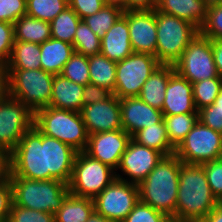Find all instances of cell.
Masks as SVG:
<instances>
[{"label":"cell","instance_id":"obj_2","mask_svg":"<svg viewBox=\"0 0 222 222\" xmlns=\"http://www.w3.org/2000/svg\"><path fill=\"white\" fill-rule=\"evenodd\" d=\"M181 162L175 154L163 156L138 185L139 200L167 217H175Z\"/></svg>","mask_w":222,"mask_h":222},{"label":"cell","instance_id":"obj_57","mask_svg":"<svg viewBox=\"0 0 222 222\" xmlns=\"http://www.w3.org/2000/svg\"><path fill=\"white\" fill-rule=\"evenodd\" d=\"M163 222H184V221H181L177 217H167Z\"/></svg>","mask_w":222,"mask_h":222},{"label":"cell","instance_id":"obj_1","mask_svg":"<svg viewBox=\"0 0 222 222\" xmlns=\"http://www.w3.org/2000/svg\"><path fill=\"white\" fill-rule=\"evenodd\" d=\"M218 204L201 164L181 162L175 217L184 222L203 220Z\"/></svg>","mask_w":222,"mask_h":222},{"label":"cell","instance_id":"obj_48","mask_svg":"<svg viewBox=\"0 0 222 222\" xmlns=\"http://www.w3.org/2000/svg\"><path fill=\"white\" fill-rule=\"evenodd\" d=\"M159 0H127V10H154Z\"/></svg>","mask_w":222,"mask_h":222},{"label":"cell","instance_id":"obj_36","mask_svg":"<svg viewBox=\"0 0 222 222\" xmlns=\"http://www.w3.org/2000/svg\"><path fill=\"white\" fill-rule=\"evenodd\" d=\"M222 87V78L201 80L192 84V93L197 110L212 105Z\"/></svg>","mask_w":222,"mask_h":222},{"label":"cell","instance_id":"obj_54","mask_svg":"<svg viewBox=\"0 0 222 222\" xmlns=\"http://www.w3.org/2000/svg\"><path fill=\"white\" fill-rule=\"evenodd\" d=\"M213 105L216 106V109H222V87H221L220 92H219L218 96L216 97Z\"/></svg>","mask_w":222,"mask_h":222},{"label":"cell","instance_id":"obj_24","mask_svg":"<svg viewBox=\"0 0 222 222\" xmlns=\"http://www.w3.org/2000/svg\"><path fill=\"white\" fill-rule=\"evenodd\" d=\"M41 69L54 75L61 74L75 50L72 44L50 38L40 44Z\"/></svg>","mask_w":222,"mask_h":222},{"label":"cell","instance_id":"obj_18","mask_svg":"<svg viewBox=\"0 0 222 222\" xmlns=\"http://www.w3.org/2000/svg\"><path fill=\"white\" fill-rule=\"evenodd\" d=\"M120 110L122 129L131 136L163 119L161 110L151 107L139 97L120 99Z\"/></svg>","mask_w":222,"mask_h":222},{"label":"cell","instance_id":"obj_5","mask_svg":"<svg viewBox=\"0 0 222 222\" xmlns=\"http://www.w3.org/2000/svg\"><path fill=\"white\" fill-rule=\"evenodd\" d=\"M34 126L44 135L58 139L77 152L85 151L88 133L80 112L51 106L34 113Z\"/></svg>","mask_w":222,"mask_h":222},{"label":"cell","instance_id":"obj_55","mask_svg":"<svg viewBox=\"0 0 222 222\" xmlns=\"http://www.w3.org/2000/svg\"><path fill=\"white\" fill-rule=\"evenodd\" d=\"M5 92V86H4V74L3 70L0 69V96Z\"/></svg>","mask_w":222,"mask_h":222},{"label":"cell","instance_id":"obj_22","mask_svg":"<svg viewBox=\"0 0 222 222\" xmlns=\"http://www.w3.org/2000/svg\"><path fill=\"white\" fill-rule=\"evenodd\" d=\"M83 92L84 86L63 77L61 74L54 75L52 96L48 106L80 112L83 107Z\"/></svg>","mask_w":222,"mask_h":222},{"label":"cell","instance_id":"obj_8","mask_svg":"<svg viewBox=\"0 0 222 222\" xmlns=\"http://www.w3.org/2000/svg\"><path fill=\"white\" fill-rule=\"evenodd\" d=\"M114 171L84 151L78 152L68 184L69 191L78 197L94 199L115 180L117 172Z\"/></svg>","mask_w":222,"mask_h":222},{"label":"cell","instance_id":"obj_49","mask_svg":"<svg viewBox=\"0 0 222 222\" xmlns=\"http://www.w3.org/2000/svg\"><path fill=\"white\" fill-rule=\"evenodd\" d=\"M10 173V161L9 153L0 147V182L9 178Z\"/></svg>","mask_w":222,"mask_h":222},{"label":"cell","instance_id":"obj_29","mask_svg":"<svg viewBox=\"0 0 222 222\" xmlns=\"http://www.w3.org/2000/svg\"><path fill=\"white\" fill-rule=\"evenodd\" d=\"M90 83L107 88L114 94L117 62L102 54L88 56Z\"/></svg>","mask_w":222,"mask_h":222},{"label":"cell","instance_id":"obj_52","mask_svg":"<svg viewBox=\"0 0 222 222\" xmlns=\"http://www.w3.org/2000/svg\"><path fill=\"white\" fill-rule=\"evenodd\" d=\"M86 222H115L105 218L103 215L93 212L92 215L87 219Z\"/></svg>","mask_w":222,"mask_h":222},{"label":"cell","instance_id":"obj_4","mask_svg":"<svg viewBox=\"0 0 222 222\" xmlns=\"http://www.w3.org/2000/svg\"><path fill=\"white\" fill-rule=\"evenodd\" d=\"M5 92L32 112L50 104L54 74L38 70L3 69Z\"/></svg>","mask_w":222,"mask_h":222},{"label":"cell","instance_id":"obj_7","mask_svg":"<svg viewBox=\"0 0 222 222\" xmlns=\"http://www.w3.org/2000/svg\"><path fill=\"white\" fill-rule=\"evenodd\" d=\"M156 24V58L161 64L174 65L199 29L184 19L157 10Z\"/></svg>","mask_w":222,"mask_h":222},{"label":"cell","instance_id":"obj_43","mask_svg":"<svg viewBox=\"0 0 222 222\" xmlns=\"http://www.w3.org/2000/svg\"><path fill=\"white\" fill-rule=\"evenodd\" d=\"M26 15V0H0V21L14 24Z\"/></svg>","mask_w":222,"mask_h":222},{"label":"cell","instance_id":"obj_40","mask_svg":"<svg viewBox=\"0 0 222 222\" xmlns=\"http://www.w3.org/2000/svg\"><path fill=\"white\" fill-rule=\"evenodd\" d=\"M201 166L206 174L207 182L213 193V196L222 202V159L207 161Z\"/></svg>","mask_w":222,"mask_h":222},{"label":"cell","instance_id":"obj_12","mask_svg":"<svg viewBox=\"0 0 222 222\" xmlns=\"http://www.w3.org/2000/svg\"><path fill=\"white\" fill-rule=\"evenodd\" d=\"M138 201V185L130 183L119 174L93 199L95 212L115 222H122Z\"/></svg>","mask_w":222,"mask_h":222},{"label":"cell","instance_id":"obj_19","mask_svg":"<svg viewBox=\"0 0 222 222\" xmlns=\"http://www.w3.org/2000/svg\"><path fill=\"white\" fill-rule=\"evenodd\" d=\"M161 111L163 115L198 113L193 99L192 84L176 71L170 75Z\"/></svg>","mask_w":222,"mask_h":222},{"label":"cell","instance_id":"obj_27","mask_svg":"<svg viewBox=\"0 0 222 222\" xmlns=\"http://www.w3.org/2000/svg\"><path fill=\"white\" fill-rule=\"evenodd\" d=\"M94 211L93 199L69 193L54 219L55 222H86Z\"/></svg>","mask_w":222,"mask_h":222},{"label":"cell","instance_id":"obj_9","mask_svg":"<svg viewBox=\"0 0 222 222\" xmlns=\"http://www.w3.org/2000/svg\"><path fill=\"white\" fill-rule=\"evenodd\" d=\"M173 66L191 84L219 76L212 52V40L200 33L188 43Z\"/></svg>","mask_w":222,"mask_h":222},{"label":"cell","instance_id":"obj_42","mask_svg":"<svg viewBox=\"0 0 222 222\" xmlns=\"http://www.w3.org/2000/svg\"><path fill=\"white\" fill-rule=\"evenodd\" d=\"M14 44V24L0 21V69L8 64Z\"/></svg>","mask_w":222,"mask_h":222},{"label":"cell","instance_id":"obj_23","mask_svg":"<svg viewBox=\"0 0 222 222\" xmlns=\"http://www.w3.org/2000/svg\"><path fill=\"white\" fill-rule=\"evenodd\" d=\"M207 8L202 0H159L156 10L184 19L200 29L205 22Z\"/></svg>","mask_w":222,"mask_h":222},{"label":"cell","instance_id":"obj_32","mask_svg":"<svg viewBox=\"0 0 222 222\" xmlns=\"http://www.w3.org/2000/svg\"><path fill=\"white\" fill-rule=\"evenodd\" d=\"M80 21V17L68 6L50 22L51 38L73 44Z\"/></svg>","mask_w":222,"mask_h":222},{"label":"cell","instance_id":"obj_53","mask_svg":"<svg viewBox=\"0 0 222 222\" xmlns=\"http://www.w3.org/2000/svg\"><path fill=\"white\" fill-rule=\"evenodd\" d=\"M105 4L116 5L127 11V0H104Z\"/></svg>","mask_w":222,"mask_h":222},{"label":"cell","instance_id":"obj_45","mask_svg":"<svg viewBox=\"0 0 222 222\" xmlns=\"http://www.w3.org/2000/svg\"><path fill=\"white\" fill-rule=\"evenodd\" d=\"M68 3L81 20L97 13L106 5L104 0H69Z\"/></svg>","mask_w":222,"mask_h":222},{"label":"cell","instance_id":"obj_38","mask_svg":"<svg viewBox=\"0 0 222 222\" xmlns=\"http://www.w3.org/2000/svg\"><path fill=\"white\" fill-rule=\"evenodd\" d=\"M199 33L210 40L222 39V6L220 4L207 8L206 19Z\"/></svg>","mask_w":222,"mask_h":222},{"label":"cell","instance_id":"obj_14","mask_svg":"<svg viewBox=\"0 0 222 222\" xmlns=\"http://www.w3.org/2000/svg\"><path fill=\"white\" fill-rule=\"evenodd\" d=\"M131 139L132 136L123 129L90 134L84 152L93 159L118 170L121 157Z\"/></svg>","mask_w":222,"mask_h":222},{"label":"cell","instance_id":"obj_13","mask_svg":"<svg viewBox=\"0 0 222 222\" xmlns=\"http://www.w3.org/2000/svg\"><path fill=\"white\" fill-rule=\"evenodd\" d=\"M183 163L202 164L222 155V133L203 125L199 120L174 153Z\"/></svg>","mask_w":222,"mask_h":222},{"label":"cell","instance_id":"obj_15","mask_svg":"<svg viewBox=\"0 0 222 222\" xmlns=\"http://www.w3.org/2000/svg\"><path fill=\"white\" fill-rule=\"evenodd\" d=\"M122 15L127 19L129 37L134 53L156 56V9L127 10L123 11Z\"/></svg>","mask_w":222,"mask_h":222},{"label":"cell","instance_id":"obj_21","mask_svg":"<svg viewBox=\"0 0 222 222\" xmlns=\"http://www.w3.org/2000/svg\"><path fill=\"white\" fill-rule=\"evenodd\" d=\"M134 53L129 37L127 19L121 15L101 39V54L118 62Z\"/></svg>","mask_w":222,"mask_h":222},{"label":"cell","instance_id":"obj_41","mask_svg":"<svg viewBox=\"0 0 222 222\" xmlns=\"http://www.w3.org/2000/svg\"><path fill=\"white\" fill-rule=\"evenodd\" d=\"M167 216L142 201H138L122 222H163Z\"/></svg>","mask_w":222,"mask_h":222},{"label":"cell","instance_id":"obj_31","mask_svg":"<svg viewBox=\"0 0 222 222\" xmlns=\"http://www.w3.org/2000/svg\"><path fill=\"white\" fill-rule=\"evenodd\" d=\"M198 121V113L163 115L167 137L176 149Z\"/></svg>","mask_w":222,"mask_h":222},{"label":"cell","instance_id":"obj_20","mask_svg":"<svg viewBox=\"0 0 222 222\" xmlns=\"http://www.w3.org/2000/svg\"><path fill=\"white\" fill-rule=\"evenodd\" d=\"M77 153L71 146L46 135V158L49 180L57 179L69 184Z\"/></svg>","mask_w":222,"mask_h":222},{"label":"cell","instance_id":"obj_34","mask_svg":"<svg viewBox=\"0 0 222 222\" xmlns=\"http://www.w3.org/2000/svg\"><path fill=\"white\" fill-rule=\"evenodd\" d=\"M68 6L67 0H26V15L51 22Z\"/></svg>","mask_w":222,"mask_h":222},{"label":"cell","instance_id":"obj_46","mask_svg":"<svg viewBox=\"0 0 222 222\" xmlns=\"http://www.w3.org/2000/svg\"><path fill=\"white\" fill-rule=\"evenodd\" d=\"M112 94L113 93L107 88L88 83L84 86V92L82 94L83 106H89L96 102L105 100L109 98Z\"/></svg>","mask_w":222,"mask_h":222},{"label":"cell","instance_id":"obj_28","mask_svg":"<svg viewBox=\"0 0 222 222\" xmlns=\"http://www.w3.org/2000/svg\"><path fill=\"white\" fill-rule=\"evenodd\" d=\"M40 44L14 41L8 64L4 69H41Z\"/></svg>","mask_w":222,"mask_h":222},{"label":"cell","instance_id":"obj_26","mask_svg":"<svg viewBox=\"0 0 222 222\" xmlns=\"http://www.w3.org/2000/svg\"><path fill=\"white\" fill-rule=\"evenodd\" d=\"M50 38V22L23 15L14 23V41L41 44Z\"/></svg>","mask_w":222,"mask_h":222},{"label":"cell","instance_id":"obj_56","mask_svg":"<svg viewBox=\"0 0 222 222\" xmlns=\"http://www.w3.org/2000/svg\"><path fill=\"white\" fill-rule=\"evenodd\" d=\"M203 3L207 6V7H210V6H213V5H218L220 4V1L221 0H202Z\"/></svg>","mask_w":222,"mask_h":222},{"label":"cell","instance_id":"obj_51","mask_svg":"<svg viewBox=\"0 0 222 222\" xmlns=\"http://www.w3.org/2000/svg\"><path fill=\"white\" fill-rule=\"evenodd\" d=\"M204 222H222V205L219 203L210 213L203 219Z\"/></svg>","mask_w":222,"mask_h":222},{"label":"cell","instance_id":"obj_16","mask_svg":"<svg viewBox=\"0 0 222 222\" xmlns=\"http://www.w3.org/2000/svg\"><path fill=\"white\" fill-rule=\"evenodd\" d=\"M80 115L88 135L122 129L120 99L114 94L100 102L83 106Z\"/></svg>","mask_w":222,"mask_h":222},{"label":"cell","instance_id":"obj_10","mask_svg":"<svg viewBox=\"0 0 222 222\" xmlns=\"http://www.w3.org/2000/svg\"><path fill=\"white\" fill-rule=\"evenodd\" d=\"M34 126V112L4 92L0 96V147L9 154Z\"/></svg>","mask_w":222,"mask_h":222},{"label":"cell","instance_id":"obj_6","mask_svg":"<svg viewBox=\"0 0 222 222\" xmlns=\"http://www.w3.org/2000/svg\"><path fill=\"white\" fill-rule=\"evenodd\" d=\"M9 177H24L32 180H49L46 158V135L35 126L20 139L9 154Z\"/></svg>","mask_w":222,"mask_h":222},{"label":"cell","instance_id":"obj_39","mask_svg":"<svg viewBox=\"0 0 222 222\" xmlns=\"http://www.w3.org/2000/svg\"><path fill=\"white\" fill-rule=\"evenodd\" d=\"M7 222H55L54 214L12 204Z\"/></svg>","mask_w":222,"mask_h":222},{"label":"cell","instance_id":"obj_11","mask_svg":"<svg viewBox=\"0 0 222 222\" xmlns=\"http://www.w3.org/2000/svg\"><path fill=\"white\" fill-rule=\"evenodd\" d=\"M161 63L156 56L132 53L117 62L114 95L119 99L138 97L143 84Z\"/></svg>","mask_w":222,"mask_h":222},{"label":"cell","instance_id":"obj_47","mask_svg":"<svg viewBox=\"0 0 222 222\" xmlns=\"http://www.w3.org/2000/svg\"><path fill=\"white\" fill-rule=\"evenodd\" d=\"M12 204V187L8 178L0 182V221H8Z\"/></svg>","mask_w":222,"mask_h":222},{"label":"cell","instance_id":"obj_33","mask_svg":"<svg viewBox=\"0 0 222 222\" xmlns=\"http://www.w3.org/2000/svg\"><path fill=\"white\" fill-rule=\"evenodd\" d=\"M123 11L119 6L106 4L97 13L87 16L82 20L101 40L123 14Z\"/></svg>","mask_w":222,"mask_h":222},{"label":"cell","instance_id":"obj_50","mask_svg":"<svg viewBox=\"0 0 222 222\" xmlns=\"http://www.w3.org/2000/svg\"><path fill=\"white\" fill-rule=\"evenodd\" d=\"M212 52L218 75L222 78V39L212 40Z\"/></svg>","mask_w":222,"mask_h":222},{"label":"cell","instance_id":"obj_44","mask_svg":"<svg viewBox=\"0 0 222 222\" xmlns=\"http://www.w3.org/2000/svg\"><path fill=\"white\" fill-rule=\"evenodd\" d=\"M198 120L205 126L222 133V109L209 105L198 110Z\"/></svg>","mask_w":222,"mask_h":222},{"label":"cell","instance_id":"obj_17","mask_svg":"<svg viewBox=\"0 0 222 222\" xmlns=\"http://www.w3.org/2000/svg\"><path fill=\"white\" fill-rule=\"evenodd\" d=\"M163 154L153 148L130 140L121 157L118 169L129 176V182L139 185L163 158ZM131 180V181H130Z\"/></svg>","mask_w":222,"mask_h":222},{"label":"cell","instance_id":"obj_30","mask_svg":"<svg viewBox=\"0 0 222 222\" xmlns=\"http://www.w3.org/2000/svg\"><path fill=\"white\" fill-rule=\"evenodd\" d=\"M132 139L140 145L161 152L164 156L175 153V148L171 145L167 137V130L163 119L159 123L139 130L132 136Z\"/></svg>","mask_w":222,"mask_h":222},{"label":"cell","instance_id":"obj_35","mask_svg":"<svg viewBox=\"0 0 222 222\" xmlns=\"http://www.w3.org/2000/svg\"><path fill=\"white\" fill-rule=\"evenodd\" d=\"M72 45L76 53L85 56L101 54V40L83 20L77 26Z\"/></svg>","mask_w":222,"mask_h":222},{"label":"cell","instance_id":"obj_58","mask_svg":"<svg viewBox=\"0 0 222 222\" xmlns=\"http://www.w3.org/2000/svg\"><path fill=\"white\" fill-rule=\"evenodd\" d=\"M186 222H204L203 220H198V221H186Z\"/></svg>","mask_w":222,"mask_h":222},{"label":"cell","instance_id":"obj_37","mask_svg":"<svg viewBox=\"0 0 222 222\" xmlns=\"http://www.w3.org/2000/svg\"><path fill=\"white\" fill-rule=\"evenodd\" d=\"M61 75L82 86L90 83L88 56L74 52Z\"/></svg>","mask_w":222,"mask_h":222},{"label":"cell","instance_id":"obj_25","mask_svg":"<svg viewBox=\"0 0 222 222\" xmlns=\"http://www.w3.org/2000/svg\"><path fill=\"white\" fill-rule=\"evenodd\" d=\"M175 71L172 64H160L142 86L139 98L151 107L162 110L165 91L170 75Z\"/></svg>","mask_w":222,"mask_h":222},{"label":"cell","instance_id":"obj_3","mask_svg":"<svg viewBox=\"0 0 222 222\" xmlns=\"http://www.w3.org/2000/svg\"><path fill=\"white\" fill-rule=\"evenodd\" d=\"M13 204L55 214L70 193L68 184L57 180H32L9 177Z\"/></svg>","mask_w":222,"mask_h":222}]
</instances>
